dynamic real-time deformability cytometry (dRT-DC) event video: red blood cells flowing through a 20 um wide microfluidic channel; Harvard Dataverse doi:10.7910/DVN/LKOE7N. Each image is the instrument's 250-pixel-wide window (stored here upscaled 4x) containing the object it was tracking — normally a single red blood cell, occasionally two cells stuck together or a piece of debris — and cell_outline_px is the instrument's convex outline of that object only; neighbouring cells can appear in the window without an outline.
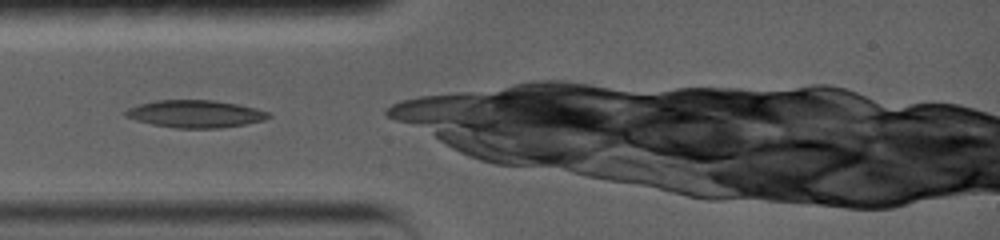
{"species": "common noctule bat (a hibernating species)", "species_latin": "Nyctalus noctula", "temperature_condition": "warm", "stored_images_in_passage": 13, "camera_frame_rate_fps": 5000, "um_per_image_px": 0.085, "animal": {"sex": "female", "body_mass_g": 19.0, "forearm_length_mm": 56.7}, "frame": {"image": 1, "passage_image": 1, "time_ms": 0.0, "image_size_px": [1000, 240], "cell_outline_px": [[272, 116], [264, 120], [244, 124], [220, 128], [176, 128], [152, 124], [136, 120], [124, 116], [120, 112], [128, 108], [140, 104], [156, 100], [212, 100], [236, 104], [256, 108], [268, 112]], "centroid_in_image_um": [16.56, 9.68], "position_along_channel_um": 68.4, "area_um2": 22.83}}